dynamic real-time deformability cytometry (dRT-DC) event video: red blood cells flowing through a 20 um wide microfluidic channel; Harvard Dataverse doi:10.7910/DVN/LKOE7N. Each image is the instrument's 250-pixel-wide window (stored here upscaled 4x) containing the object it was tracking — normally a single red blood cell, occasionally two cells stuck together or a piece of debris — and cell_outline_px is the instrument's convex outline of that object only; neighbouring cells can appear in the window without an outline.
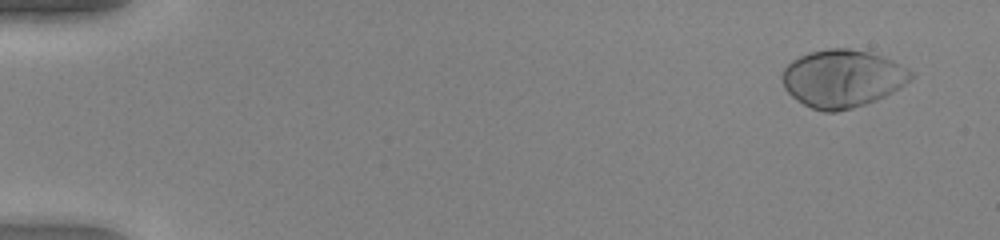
{"species": "human", "species_latin": "Homo sapiens", "temperature_condition": "warm", "stored_images_in_passage": 50, "camera_frame_rate_fps": 3000, "um_per_image_px": 0.085, "donor": {"sex": "female"}, "frame": {"image": 1, "passage_image": 3, "time_ms": 0.667, "image_size_px": [1000, 240], "cell_outline_px": [[916, 76], [904, 84], [884, 96], [876, 100], [852, 108], [836, 112], [824, 112], [812, 108], [796, 100], [784, 88], [784, 68], [792, 60], [808, 52], [828, 48], [848, 48], [868, 52], [892, 60], [900, 64], [912, 72]], "centroid_in_image_um": [71.6, 6.67], "position_along_channel_um": 13.4, "area_um2": 42.89}}
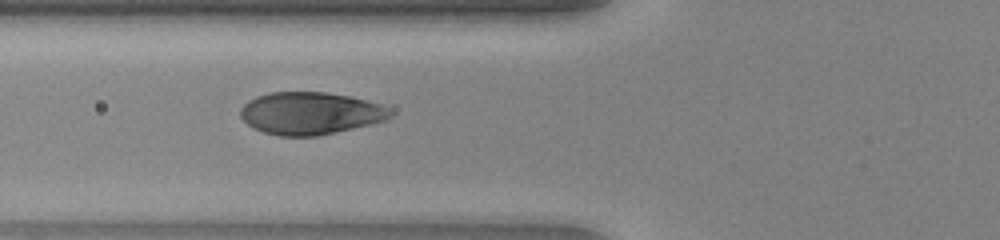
{"frame": {"image": 2, "passage_image": 20, "time_ms": 6.333, "image_size_px": [1000, 240], "cell_outline_px": [[392, 116], [388, 120], [336, 132], [316, 136], [276, 136], [252, 128], [240, 116], [240, 108], [248, 100], [256, 96], [268, 92], [324, 92], [352, 96], [380, 104], [388, 108], [392, 112]], "centroid_in_image_um": [26.37, 9.62], "position_along_channel_um": 99.4, "area_um2": 37.28}}
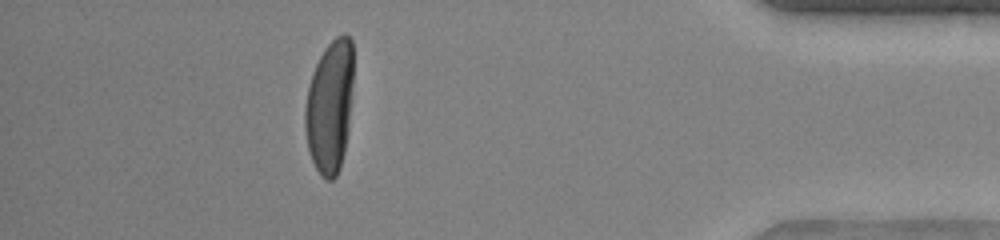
{"frame": {"image": 3, "passage_image": 45, "time_ms": 14.667, "image_size_px": [1000, 240], "cell_outline_px": [[352, 84], [348, 132], [344, 152], [340, 168], [336, 176], [332, 180], [324, 180], [320, 176], [312, 160], [308, 148], [304, 128], [304, 108], [308, 88], [312, 72], [324, 48], [336, 36], [344, 32], [352, 40]], "centroid_in_image_um": [28.01, 9.06], "position_along_channel_um": 407.2, "area_um2": 37.63}, "authors_computed_cell_mechanics": {"area_um2": 39.4196, "velocity_mm_per_s": 4.1747, "shape_relaxation_time_tau1_ms": 2.5459, "shape_relaxation_time_tau2_ms": null, "deformation_change_tau1": 0.1951, "deformation_change_tau2": null}}